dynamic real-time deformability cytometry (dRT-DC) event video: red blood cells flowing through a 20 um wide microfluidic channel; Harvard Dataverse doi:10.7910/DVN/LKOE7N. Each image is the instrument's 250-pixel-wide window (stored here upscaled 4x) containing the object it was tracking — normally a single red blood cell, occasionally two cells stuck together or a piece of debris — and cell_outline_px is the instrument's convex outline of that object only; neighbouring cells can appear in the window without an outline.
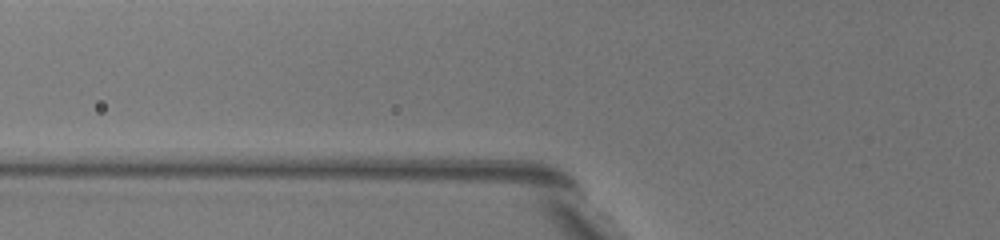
{"species": "common noctule bat (a hibernating species)", "species_latin": "Nyctalus noctula", "temperature_condition": "warm", "stored_images_in_passage": 4, "camera_frame_rate_fps": 3000, "um_per_image_px": 0.085, "animal": {"sex": "female", "body_mass_g": 19.5, "forearm_length_mm": 54.1}, "frame": {"image": 1, "passage_image": 2, "time_ms": 0.333, "image_size_px": [1000, 240], "cell_outline_px": [[668, 212], [656, 212], [644, 208], [596, 168], [588, 148], [584, 136], [592, 136], [608, 144], [620, 152], [656, 196]], "centroid_in_image_um": [52.91, 14.79], "position_along_channel_um": 72.9, "area_um2": 15.2}}